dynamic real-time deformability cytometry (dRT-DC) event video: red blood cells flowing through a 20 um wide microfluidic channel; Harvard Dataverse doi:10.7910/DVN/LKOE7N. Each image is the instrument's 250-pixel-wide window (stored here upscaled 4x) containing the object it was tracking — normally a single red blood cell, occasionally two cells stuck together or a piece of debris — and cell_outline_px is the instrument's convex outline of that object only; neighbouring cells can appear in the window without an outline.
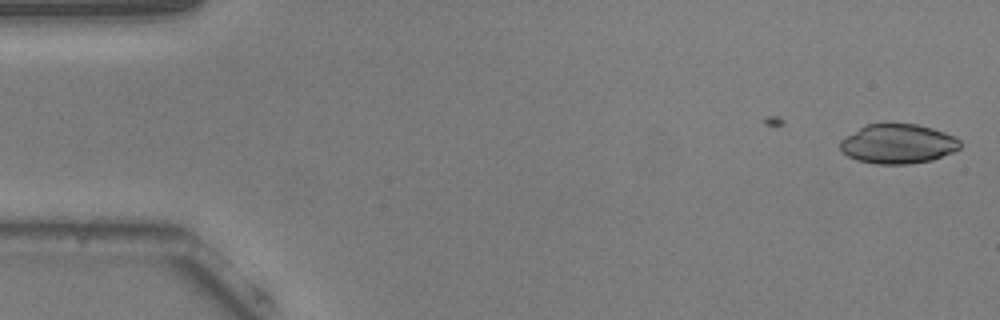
{"species": "common noctule bat (a hibernating species)", "species_latin": "Nyctalus noctula", "temperature_condition": "warm", "stored_images_in_passage": 15, "camera_frame_rate_fps": 3000, "um_per_image_px": 0.085, "animal": {"sex": "male", "body_mass_g": 20.5, "forearm_length_mm": 52.5}, "frame": {"image": 1, "passage_image": 1, "time_ms": 0.0, "image_size_px": [1000, 320], "cell_outline_px": [[960, 148], [952, 152], [932, 160], [908, 164], [876, 164], [856, 160], [840, 152], [840, 140], [864, 124], [916, 124], [932, 128], [944, 132], [960, 140]], "centroid_in_image_um": [76.28, 12.23], "position_along_channel_um": 8.7, "area_um2": 27.63}}